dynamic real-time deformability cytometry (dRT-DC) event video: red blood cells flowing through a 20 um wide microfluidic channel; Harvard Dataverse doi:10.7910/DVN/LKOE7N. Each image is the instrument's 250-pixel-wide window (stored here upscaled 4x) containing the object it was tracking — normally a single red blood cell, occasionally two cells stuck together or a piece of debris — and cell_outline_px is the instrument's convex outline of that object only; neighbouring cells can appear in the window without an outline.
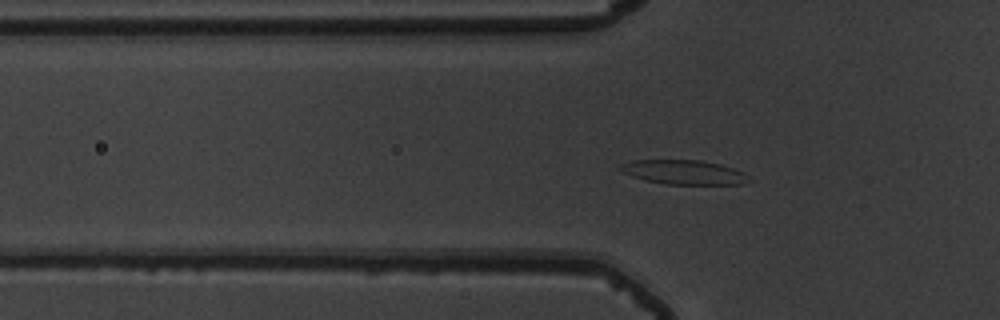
{"species": "common noctule bat (a hibernating species)", "species_latin": "Nyctalus noctula", "temperature_condition": "warm", "stored_images_in_passage": 48, "camera_frame_rate_fps": 3000, "um_per_image_px": 0.085, "animal": {"sex": "male", "body_mass_g": 19.5, "forearm_length_mm": 54.6}, "frame": {"image": 1, "passage_image": 11, "time_ms": 3.333, "image_size_px": [1000, 320], "cell_outline_px": [[752, 180], [744, 184], [664, 184], [632, 176], [620, 172], [616, 168], [632, 160], [700, 160], [720, 164], [744, 172]], "centroid_in_image_um": [58.14, 14.64], "position_along_channel_um": 67.7, "area_um2": 18.21}}
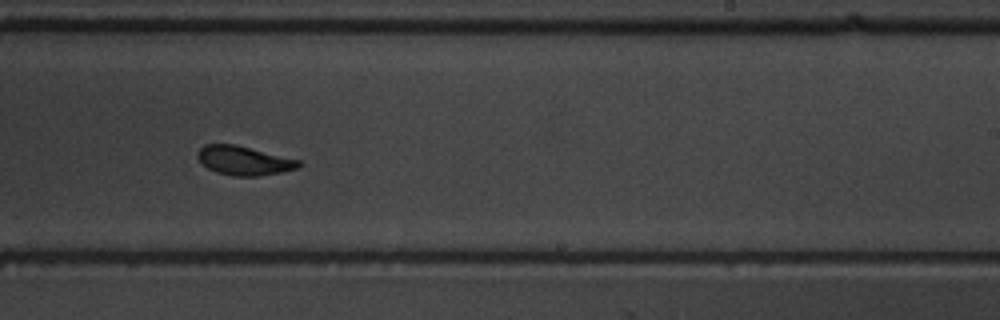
{"frame": {"image": 2, "passage_image": 27, "time_ms": 8.667, "image_size_px": [1000, 320], "cell_outline_px": [[304, 164], [300, 168], [260, 176], [232, 176], [216, 172], [208, 168], [196, 156], [196, 152], [204, 144], [236, 144], [300, 160]], "centroid_in_image_um": [20.76, 13.65], "position_along_channel_um": 268.2, "area_um2": 17.28}}
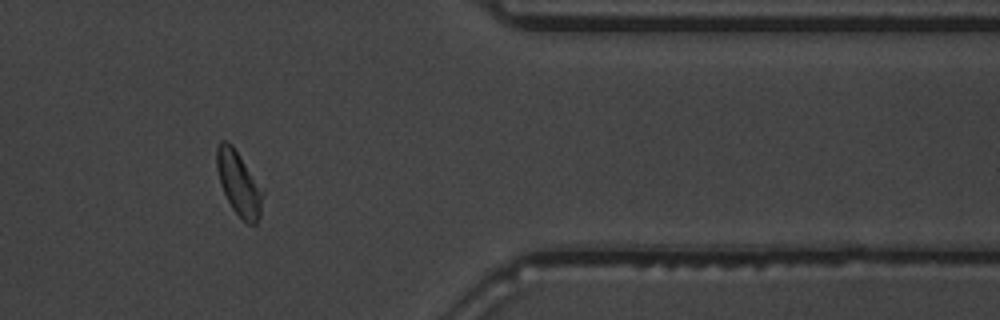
{"frame": {"image": 3, "passage_image": 38, "time_ms": 12.333, "image_size_px": [1000, 320], "cell_outline_px": [[264, 192], [260, 216], [256, 224], [248, 224], [232, 208], [220, 184], [216, 168], [216, 148], [220, 140], [228, 140], [232, 144], [264, 188]], "centroid_in_image_um": [20.31, 15.55], "position_along_channel_um": 391.1, "area_um2": 17.51}, "authors_computed_cell_mechanics": {"area_um2": 17.7446, "velocity_mm_per_s": 3.7943, "shape_relaxation_time_tau1_ms": 4.1733, "shape_relaxation_time_tau2_ms": 1.6939, "deformation_change_tau1": 0.1633, "deformation_change_tau2": 0.0609}}